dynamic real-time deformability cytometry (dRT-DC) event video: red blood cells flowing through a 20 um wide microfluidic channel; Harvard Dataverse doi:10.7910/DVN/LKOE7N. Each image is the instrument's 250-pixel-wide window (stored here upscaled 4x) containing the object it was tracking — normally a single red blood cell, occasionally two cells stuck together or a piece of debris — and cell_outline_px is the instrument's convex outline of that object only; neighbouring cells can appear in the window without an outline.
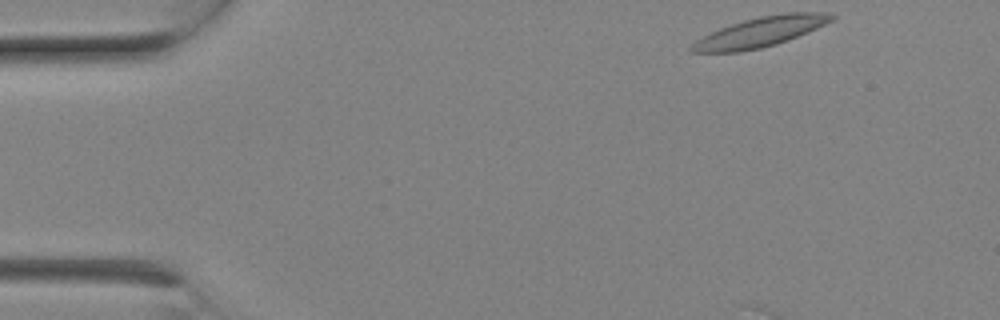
{"species": "Egyptian fruit bat (a non-hibernating species)", "species_latin": "Rousettus aegyptiacus", "temperature_condition": "room temperature", "stored_images_in_passage": 9, "camera_frame_rate_fps": 3000, "um_per_image_px": 0.085, "animal": {"sex": "female"}, "frame": {"image": 1, "passage_image": 1, "time_ms": 0.0, "image_size_px": [1000, 320], "cell_outline_px": [[836, 16], [832, 20], [816, 28], [776, 44], [760, 48], [740, 52], [692, 52], [688, 48], [696, 40], [720, 28], [744, 20], [760, 16], [784, 12], [824, 12]], "centroid_in_image_um": [64.61, 2.71], "position_along_channel_um": 20.4, "area_um2": 23.93}}